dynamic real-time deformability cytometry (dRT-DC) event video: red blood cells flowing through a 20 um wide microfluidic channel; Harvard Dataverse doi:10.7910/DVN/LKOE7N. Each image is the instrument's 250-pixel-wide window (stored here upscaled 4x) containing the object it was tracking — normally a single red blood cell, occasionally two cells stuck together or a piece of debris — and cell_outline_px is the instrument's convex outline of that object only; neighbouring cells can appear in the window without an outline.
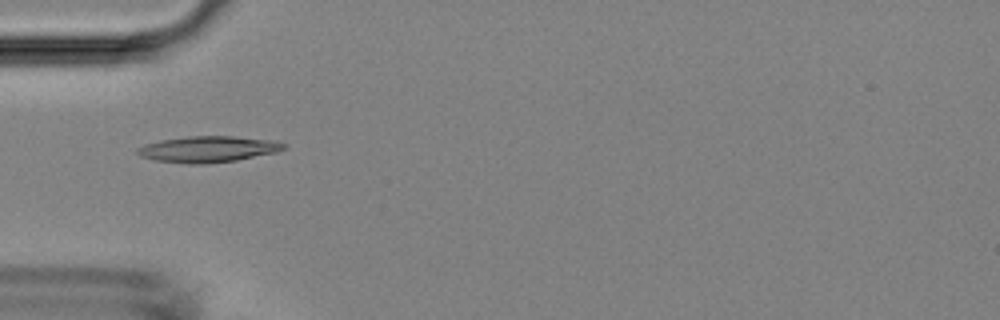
{"species": "Egyptian fruit bat (a non-hibernating species)", "species_latin": "Rousettus aegyptiacus", "temperature_condition": "room temperature", "stored_images_in_passage": 5, "camera_frame_rate_fps": 3000, "um_per_image_px": 0.085, "animal": {"sex": "female"}, "frame": {"image": 1, "passage_image": 3, "time_ms": 3.333, "image_size_px": [1000, 320], "cell_outline_px": [[288, 148], [276, 152], [236, 160], [204, 164], [184, 164], [156, 160], [140, 156], [136, 152], [136, 148], [144, 144], [160, 140], [188, 136], [232, 136], [276, 140], [288, 144]], "centroid_in_image_um": [17.71, 12.67], "position_along_channel_um": 67.3, "area_um2": 22.54}}